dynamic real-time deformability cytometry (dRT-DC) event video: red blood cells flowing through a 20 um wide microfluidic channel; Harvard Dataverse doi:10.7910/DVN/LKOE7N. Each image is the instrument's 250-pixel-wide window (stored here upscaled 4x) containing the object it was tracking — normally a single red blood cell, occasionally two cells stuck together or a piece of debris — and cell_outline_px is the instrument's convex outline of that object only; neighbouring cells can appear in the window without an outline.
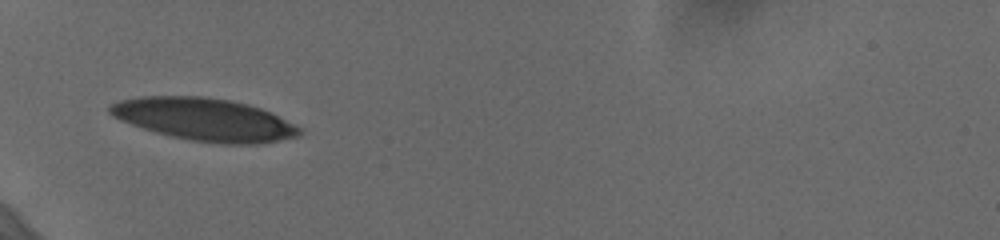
{"species": "human", "species_latin": "Homo sapiens", "temperature_condition": "cold", "stored_images_in_passage": 30, "camera_frame_rate_fps": 3000, "um_per_image_px": 0.085, "donor": {"sex": "female"}, "frame": {"image": 1, "passage_image": 1, "time_ms": 0.0, "image_size_px": [1000, 240], "cell_outline_px": [[304, 132], [300, 136], [280, 140], [256, 144], [220, 144], [192, 140], [172, 136], [156, 132], [120, 120], [112, 116], [108, 112], [108, 104], [120, 100], [144, 96], [200, 96], [232, 100], [248, 104], [272, 112], [304, 128]], "centroid_in_image_um": [17.44, 10.15], "position_along_channel_um": 67.6, "area_um2": 47.34}}
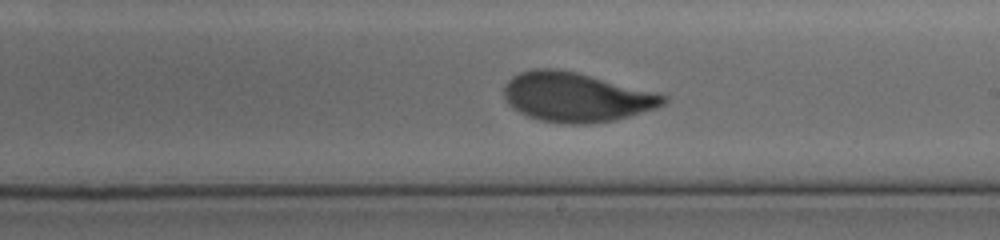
{"frame": {"image": 2, "passage_image": 16, "time_ms": 5.0, "image_size_px": [1000, 240], "cell_outline_px": [[668, 100], [664, 104], [656, 108], [616, 120], [588, 124], [568, 124], [540, 120], [528, 116], [512, 108], [504, 100], [504, 88], [508, 80], [512, 76], [520, 72], [532, 68], [556, 68], [576, 72], [656, 92], [668, 96]], "centroid_in_image_um": [48.96, 8.25], "position_along_channel_um": 240.0, "area_um2": 46.01}}
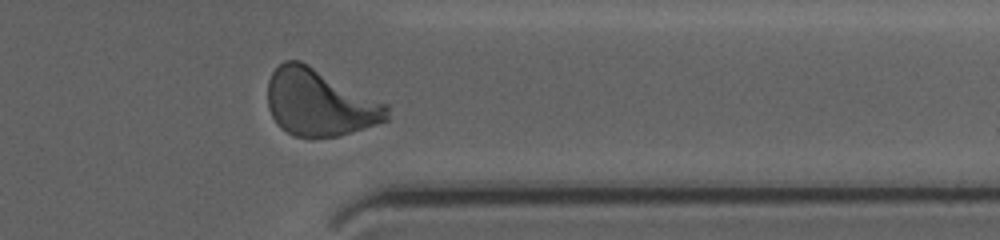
{"frame": {"image": 3, "passage_image": 28, "time_ms": 9.0, "image_size_px": [1000, 240], "cell_outline_px": [[388, 120], [340, 136], [296, 136], [280, 128], [276, 124], [268, 108], [268, 80], [272, 72], [284, 60], [300, 60], [388, 104]], "centroid_in_image_um": [27.15, 8.72], "position_along_channel_um": 384.3, "area_um2": 46.24}, "authors_computed_cell_mechanics": {"area_um2": 45.9799, "velocity_mm_per_s": 3.6345, "shape_relaxation_time_tau1_ms": 3.3561, "shape_relaxation_time_tau2_ms": 0.8191, "deformation_change_tau1": 0.1605, "deformation_change_tau2": 0.045}}